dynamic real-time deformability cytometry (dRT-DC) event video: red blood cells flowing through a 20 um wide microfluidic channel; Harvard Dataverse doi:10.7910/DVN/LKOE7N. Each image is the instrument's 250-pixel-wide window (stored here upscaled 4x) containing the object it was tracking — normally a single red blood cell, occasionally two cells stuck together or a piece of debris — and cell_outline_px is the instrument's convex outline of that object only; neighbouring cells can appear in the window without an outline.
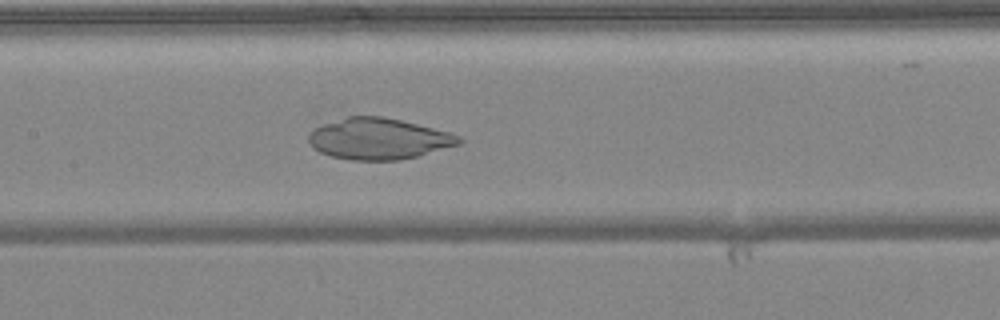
{"species": "common noctule bat (a hibernating species)", "species_latin": "Nyctalus noctula", "temperature_condition": "warm", "stored_images_in_passage": 50, "camera_frame_rate_fps": 3000, "um_per_image_px": 0.085, "animal": {"sex": "female", "body_mass_g": 24.6, "forearm_length_mm": 56.2}, "frame": {"image": 1, "passage_image": 24, "time_ms": 7.667, "image_size_px": [1000, 320], "cell_outline_px": [[464, 140], [460, 144], [416, 156], [400, 160], [352, 160], [332, 156], [320, 152], [308, 140], [308, 136], [316, 128], [324, 124], [348, 116], [384, 116], [448, 132], [460, 136]], "centroid_in_image_um": [32.21, 11.8], "position_along_channel_um": 175.2, "area_um2": 35.55}}
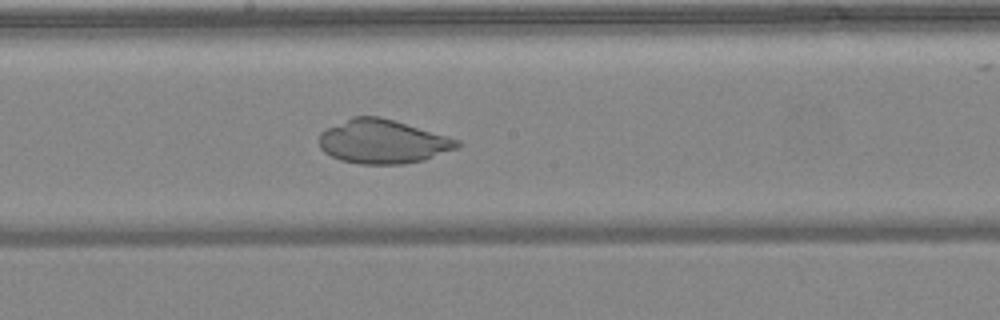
{"frame": {"image": 2, "passage_image": 27, "time_ms": 8.667, "image_size_px": [1000, 320], "cell_outline_px": [[464, 144], [460, 148], [424, 160], [404, 164], [360, 164], [340, 160], [324, 152], [320, 148], [320, 132], [352, 116], [380, 116], [448, 136], [460, 140]], "centroid_in_image_um": [32.59, 12.04], "position_along_channel_um": 215.6, "area_um2": 35.49}}
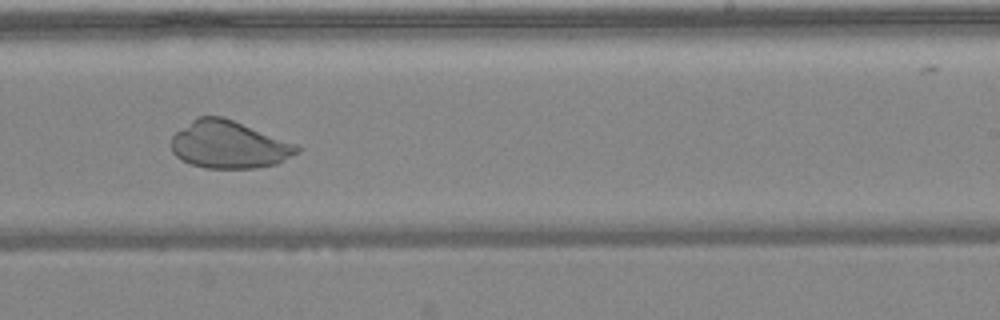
{"frame": {"image": 3, "passage_image": 31, "time_ms": 10.0, "image_size_px": [1000, 320], "cell_outline_px": [[304, 148], [300, 152], [276, 164], [256, 168], [204, 168], [180, 160], [172, 152], [172, 136], [176, 132], [192, 120], [200, 116], [224, 116], [296, 144]], "centroid_in_image_um": [19.48, 12.3], "position_along_channel_um": 269.5, "area_um2": 34.85}}